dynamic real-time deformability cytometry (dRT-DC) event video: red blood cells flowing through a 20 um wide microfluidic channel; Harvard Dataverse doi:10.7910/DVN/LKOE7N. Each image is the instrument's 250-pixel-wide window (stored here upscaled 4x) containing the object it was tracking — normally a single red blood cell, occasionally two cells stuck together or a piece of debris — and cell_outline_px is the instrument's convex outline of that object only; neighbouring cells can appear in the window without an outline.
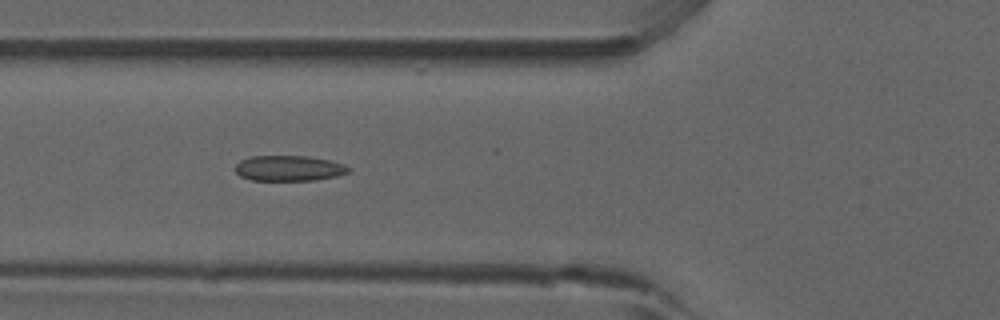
{"species": "common noctule bat (a hibernating species)", "species_latin": "Nyctalus noctula", "temperature_condition": "room temperature", "stored_images_in_passage": 32, "camera_frame_rate_fps": 3000, "um_per_image_px": 0.085, "animal": {"sex": "male", "forearm_length_mm": 52.5}, "frame": {"image": 1, "passage_image": 10, "time_ms": 3.0, "image_size_px": [1000, 320], "cell_outline_px": [[352, 168], [348, 172], [336, 176], [316, 180], [252, 180], [240, 176], [236, 172], [236, 164], [240, 160], [252, 156], [308, 156], [328, 160], [344, 164]], "centroid_in_image_um": [24.56, 14.3], "position_along_channel_um": 101.2, "area_um2": 16.76}}
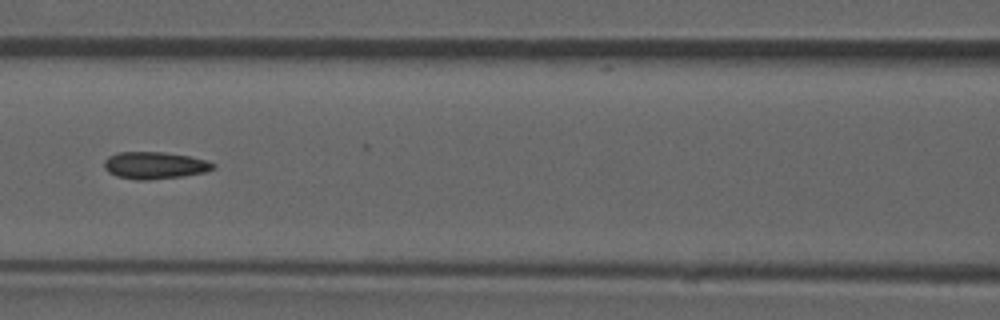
{"frame": {"image": 2, "passage_image": 14, "time_ms": 4.333, "image_size_px": [1000, 320], "cell_outline_px": [[216, 168], [204, 172], [184, 176], [148, 180], [136, 180], [116, 176], [108, 172], [104, 168], [104, 160], [108, 156], [120, 152], [164, 152], [188, 156], [208, 160], [216, 164]], "centroid_in_image_um": [13.16, 14.06], "position_along_channel_um": 153.4, "area_um2": 17.34}, "authors_computed_cell_mechanics": {"area_um2": 16.9354, "velocity_mm_per_s": 3.8795, "shape_relaxation_time_tau1_ms": null, "shape_relaxation_time_tau2_ms": 3.9512, "deformation_change_tau1": null, "deformation_change_tau2": 0.0923}}